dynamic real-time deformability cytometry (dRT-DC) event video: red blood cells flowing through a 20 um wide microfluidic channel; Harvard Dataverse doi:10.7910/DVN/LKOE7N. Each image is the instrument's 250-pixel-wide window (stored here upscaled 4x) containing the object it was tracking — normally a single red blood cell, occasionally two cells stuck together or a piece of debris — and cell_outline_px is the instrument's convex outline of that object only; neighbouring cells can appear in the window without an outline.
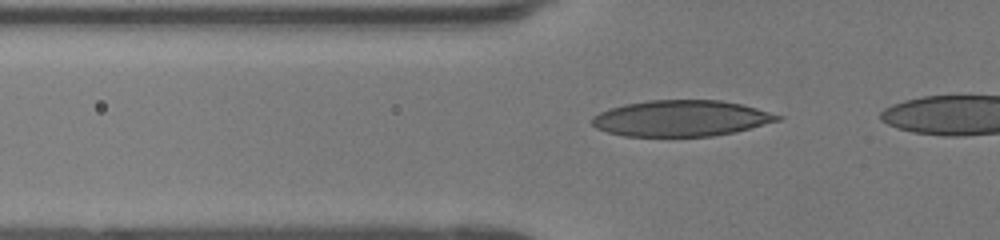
{"species": "human", "species_latin": "Homo sapiens", "temperature_condition": "room temperature", "stored_images_in_passage": 34, "camera_frame_rate_fps": 3000, "um_per_image_px": 0.085, "donor": {"sex": "female"}, "frame": {"image": 1, "passage_image": 8, "time_ms": 2.333, "image_size_px": [1000, 240], "cell_outline_px": [[784, 116], [780, 120], [732, 132], [712, 136], [624, 136], [608, 132], [596, 128], [592, 124], [592, 116], [600, 112], [624, 104], [648, 100], [720, 100], [740, 104], [756, 108]], "centroid_in_image_um": [57.87, 10.05], "position_along_channel_um": 67.9, "area_um2": 38.67}}
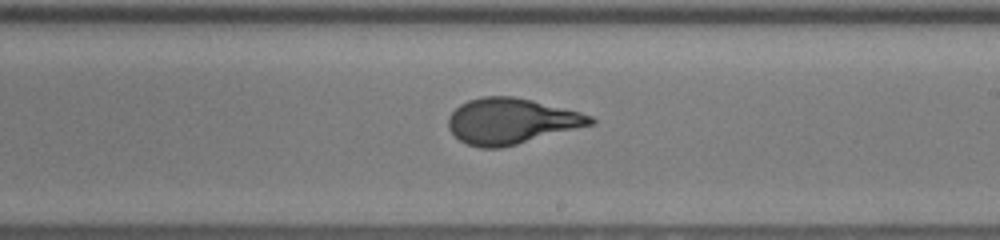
{"frame": {"image": 2, "passage_image": 21, "time_ms": 6.667, "image_size_px": [1000, 240], "cell_outline_px": [[596, 124], [500, 148], [480, 148], [468, 144], [460, 140], [448, 128], [448, 116], [460, 104], [468, 100], [484, 96], [512, 96], [532, 100], [580, 112], [592, 116], [596, 120]], "centroid_in_image_um": [43.46, 10.29], "position_along_channel_um": 245.5, "area_um2": 37.8}}
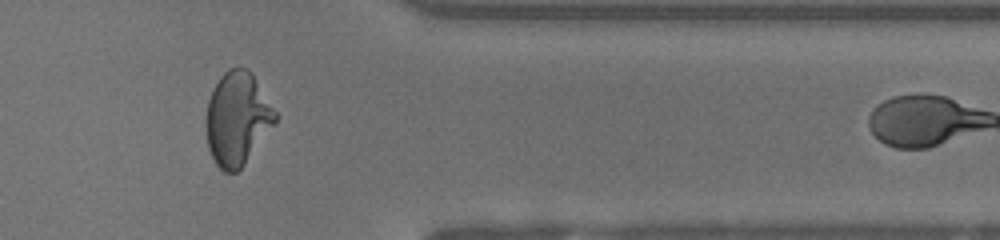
{"frame": {"image": 3, "passage_image": 32, "time_ms": 10.333, "image_size_px": [1000, 240], "cell_outline_px": [[276, 120], [244, 164], [236, 172], [224, 172], [216, 164], [208, 148], [204, 124], [204, 120], [208, 100], [220, 76], [228, 68], [248, 68], [252, 72], [276, 112]], "centroid_in_image_um": [20.12, 10.07], "position_along_channel_um": 391.3, "area_um2": 37.34}}